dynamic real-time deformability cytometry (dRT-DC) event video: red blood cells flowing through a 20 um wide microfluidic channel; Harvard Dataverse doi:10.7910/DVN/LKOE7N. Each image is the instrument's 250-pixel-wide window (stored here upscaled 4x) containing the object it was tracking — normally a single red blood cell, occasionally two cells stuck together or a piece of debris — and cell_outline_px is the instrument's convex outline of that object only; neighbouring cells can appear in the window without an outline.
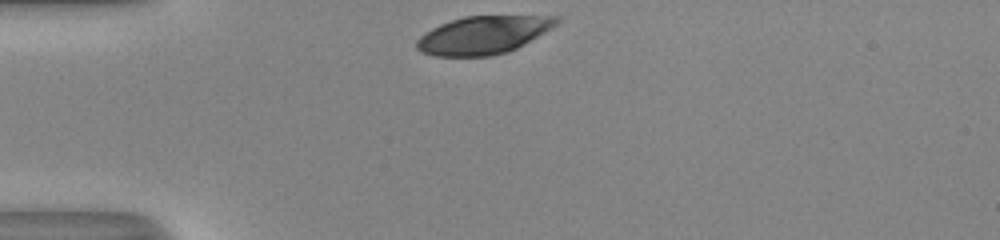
{"species": "human", "species_latin": "Homo sapiens", "temperature_condition": "room temperature", "stored_images_in_passage": 29, "camera_frame_rate_fps": 3000, "um_per_image_px": 0.085, "donor": {"sex": "male"}, "frame": {"image": 1, "passage_image": 1, "time_ms": 0.0, "image_size_px": [1000, 240], "cell_outline_px": [[560, 20], [556, 24], [544, 32], [516, 48], [508, 52], [492, 56], [436, 56], [420, 52], [416, 48], [416, 40], [424, 32], [440, 24], [464, 16], [560, 16]], "centroid_in_image_um": [41.03, 2.98], "position_along_channel_um": 44.0, "area_um2": 30.75}}
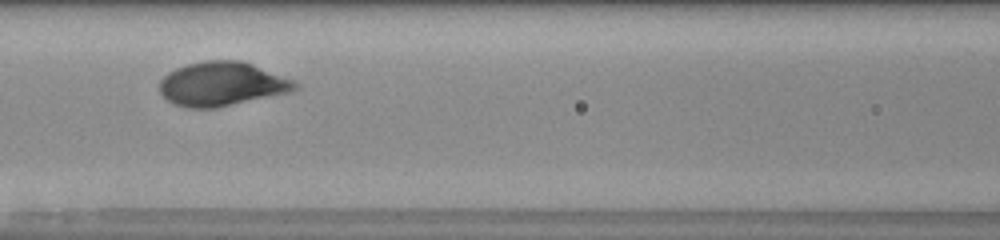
{"frame": {"image": 2, "passage_image": 11, "time_ms": 3.333, "image_size_px": [1000, 240], "cell_outline_px": [[300, 84], [292, 92], [216, 108], [188, 108], [176, 104], [168, 100], [160, 92], [160, 80], [168, 72], [176, 68], [188, 64], [208, 60], [244, 60], [296, 80]], "centroid_in_image_um": [18.92, 7.13], "position_along_channel_um": 147.7, "area_um2": 35.08}}
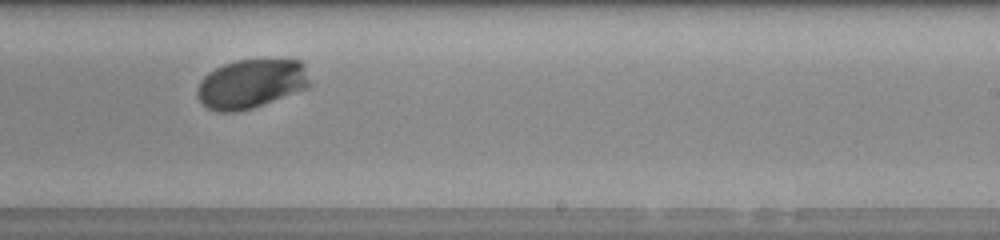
{"frame": {"image": 3, "passage_image": 20, "time_ms": 6.333, "image_size_px": [1000, 240], "cell_outline_px": [[308, 88], [252, 108], [232, 112], [220, 112], [208, 108], [196, 96], [196, 92], [200, 80], [208, 72], [224, 64], [236, 60], [300, 60], [304, 64], [308, 80]], "centroid_in_image_um": [21.31, 7.12], "position_along_channel_um": 267.7, "area_um2": 31.91}, "authors_computed_cell_mechanics": {"area_um2": 32.946, "velocity_mm_per_s": 4.0146, "shape_relaxation_time_tau1_ms": 2.3674, "shape_relaxation_time_tau2_ms": null, "deformation_change_tau1": 0.1707, "deformation_change_tau2": null}}